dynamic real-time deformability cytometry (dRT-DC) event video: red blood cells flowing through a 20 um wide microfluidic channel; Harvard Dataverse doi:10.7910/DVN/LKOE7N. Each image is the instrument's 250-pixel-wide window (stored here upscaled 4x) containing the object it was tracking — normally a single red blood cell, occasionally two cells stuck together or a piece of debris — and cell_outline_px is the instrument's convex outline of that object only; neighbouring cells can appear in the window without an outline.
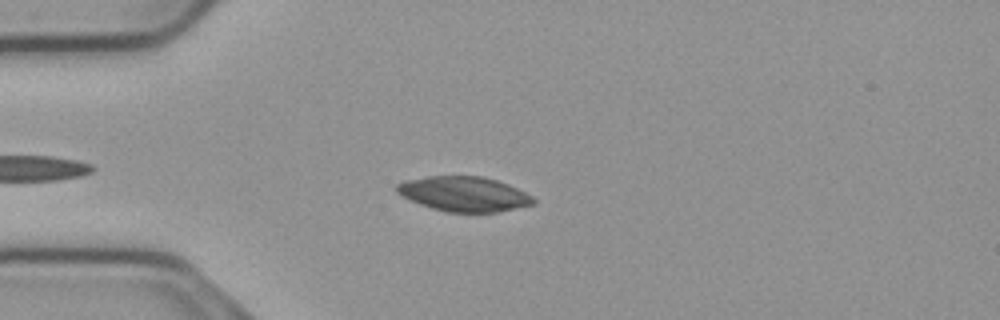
{"species": "common noctule bat (a hibernating species)", "species_latin": "Nyctalus noctula", "temperature_condition": "cold", "stored_images_in_passage": 46, "camera_frame_rate_fps": 3000, "um_per_image_px": 0.085, "animal": {"sex": "male", "body_mass_g": 23.1, "forearm_length_mm": 52.7}, "frame": {"image": 1, "passage_image": 8, "time_ms": 2.333, "image_size_px": [1000, 320], "cell_outline_px": [[536, 204], [496, 212], [444, 212], [420, 204], [400, 196], [396, 192], [396, 184], [404, 180], [428, 176], [484, 176], [508, 184], [532, 196], [536, 200]], "centroid_in_image_um": [39.41, 16.48], "position_along_channel_um": 45.6, "area_um2": 27.86}}
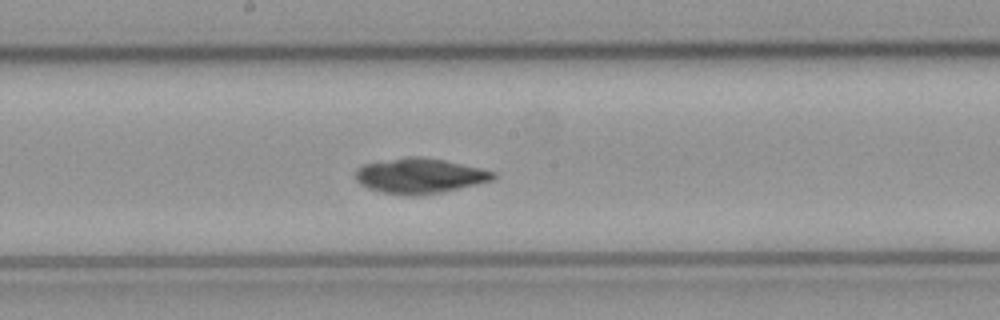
{"frame": {"image": 2, "passage_image": 23, "time_ms": 7.333, "image_size_px": [1000, 320], "cell_outline_px": [[496, 176], [492, 180], [476, 184], [440, 192], [420, 196], [408, 196], [380, 192], [368, 188], [360, 184], [356, 180], [356, 168], [364, 164], [404, 156], [420, 156], [444, 160], [480, 168], [496, 172]], "centroid_in_image_um": [35.64, 14.94], "position_along_channel_um": 212.6, "area_um2": 28.26}}
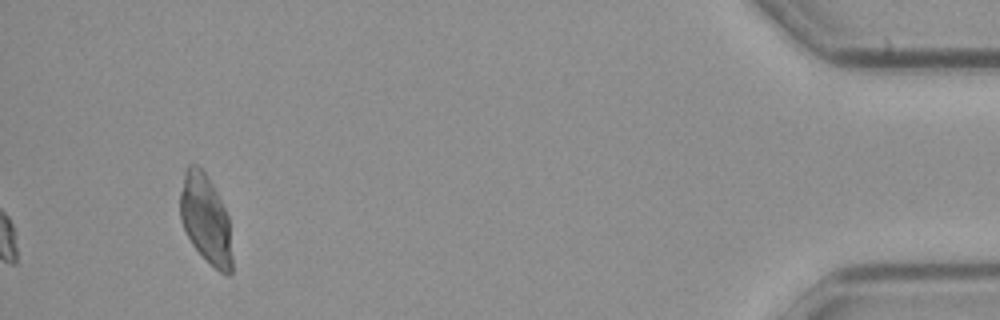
{"frame": {"image": 3, "passage_image": 46, "time_ms": 15.0, "image_size_px": [1000, 320], "cell_outline_px": [[232, 272], [228, 276], [220, 272], [192, 244], [180, 220], [180, 192], [184, 172], [188, 164], [196, 164], [204, 172], [212, 184], [228, 216], [232, 256]], "centroid_in_image_um": [17.47, 18.61], "position_along_channel_um": 417.7, "area_um2": 26.53}, "authors_computed_cell_mechanics": {"area_um2": 27.8018, "velocity_mm_per_s": 3.6892, "shape_relaxation_time_tau1_ms": null, "shape_relaxation_time_tau2_ms": 1.3926, "deformation_change_tau1": null, "deformation_change_tau2": 0.0362}}